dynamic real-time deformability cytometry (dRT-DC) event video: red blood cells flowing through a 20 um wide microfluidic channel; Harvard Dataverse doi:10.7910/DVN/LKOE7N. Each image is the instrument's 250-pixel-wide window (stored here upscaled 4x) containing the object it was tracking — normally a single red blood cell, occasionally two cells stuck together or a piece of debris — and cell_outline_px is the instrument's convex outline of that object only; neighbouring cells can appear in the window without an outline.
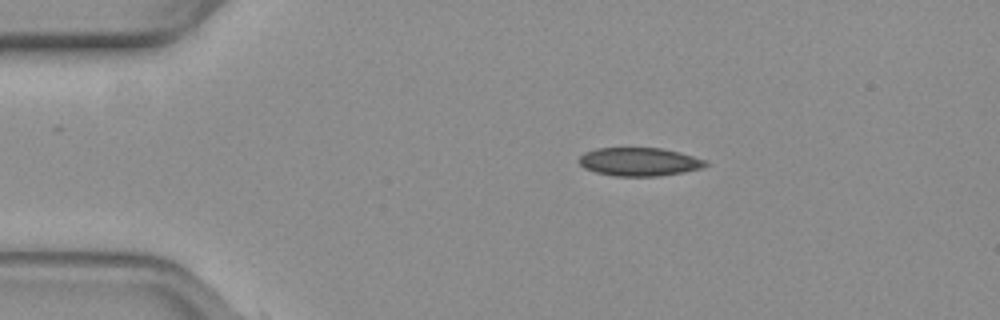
{"species": "common noctule bat (a hibernating species)", "species_latin": "Nyctalus noctula", "temperature_condition": "warm", "stored_images_in_passage": 12, "camera_frame_rate_fps": 3000, "um_per_image_px": 0.085, "animal": {"sex": "female", "body_mass_g": 19.3, "forearm_length_mm": 54.1}, "frame": {"image": 1, "passage_image": 10, "time_ms": 3.0, "image_size_px": [1000, 320], "cell_outline_px": [[708, 164], [700, 168], [680, 172], [656, 176], [616, 176], [596, 172], [584, 168], [580, 164], [580, 156], [584, 152], [596, 148], [660, 148], [692, 156], [704, 160]], "centroid_in_image_um": [54.27, 13.75], "position_along_channel_um": 30.7, "area_um2": 20.46}}